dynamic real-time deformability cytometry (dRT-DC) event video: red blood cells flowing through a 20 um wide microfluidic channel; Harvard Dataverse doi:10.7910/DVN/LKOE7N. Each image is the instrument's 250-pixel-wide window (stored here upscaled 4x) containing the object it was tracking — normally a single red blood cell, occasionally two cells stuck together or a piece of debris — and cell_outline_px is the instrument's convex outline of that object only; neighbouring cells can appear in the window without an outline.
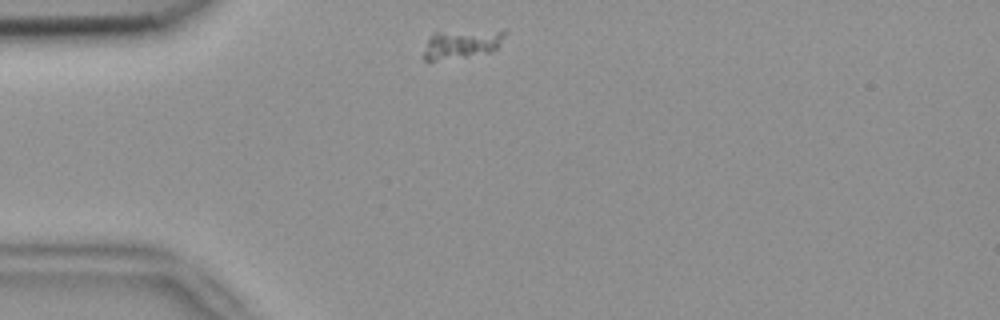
{"species": "common noctule bat (a hibernating species)", "species_latin": "Nyctalus noctula", "temperature_condition": "room temperature", "stored_images_in_passage": 42, "camera_frame_rate_fps": 3000, "um_per_image_px": 0.085, "animal": {"sex": "female", "body_mass_g": 18.4}, "frame": {"image": 1, "passage_image": 1, "time_ms": 0.0, "image_size_px": [1000, 320], "cell_outline_px": [[504, 36], [496, 48], [488, 52], [428, 64], [424, 60], [424, 52], [428, 40], [432, 32], [504, 32]], "centroid_in_image_um": [39.07, 3.82], "position_along_channel_um": 45.9, "area_um2": 13.24}}
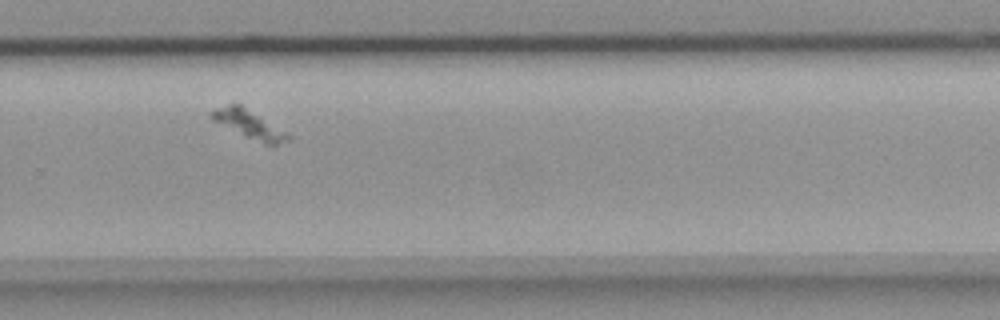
{"frame": {"image": 2, "passage_image": 24, "time_ms": 7.667, "image_size_px": [1000, 320], "cell_outline_px": [[292, 136], [288, 140], [276, 144], [264, 144], [212, 120], [208, 116], [216, 108], [228, 104], [240, 104], [288, 132]], "centroid_in_image_um": [21.19, 10.55], "position_along_channel_um": 308.6, "area_um2": 12.31}}
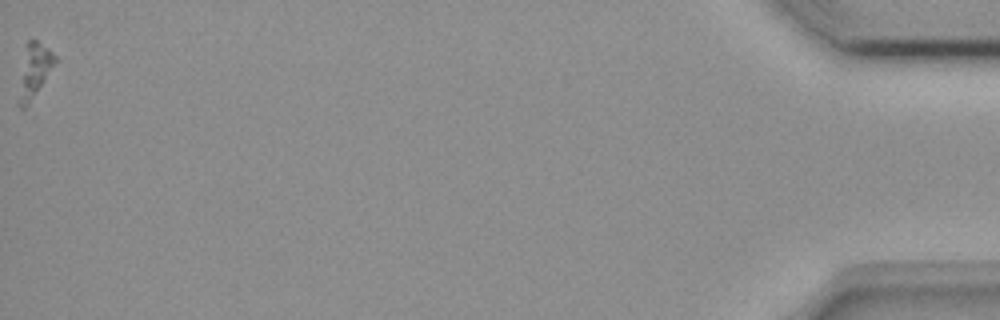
{"frame": {"image": 3, "passage_image": 42, "time_ms": 13.667, "image_size_px": [1000, 320], "cell_outline_px": [[56, 64], [28, 104], [24, 108], [20, 108], [16, 104], [28, 40], [36, 40], [48, 48], [56, 56]], "centroid_in_image_um": [2.93, 6.04], "position_along_channel_um": 432.3, "area_um2": 10.87}}